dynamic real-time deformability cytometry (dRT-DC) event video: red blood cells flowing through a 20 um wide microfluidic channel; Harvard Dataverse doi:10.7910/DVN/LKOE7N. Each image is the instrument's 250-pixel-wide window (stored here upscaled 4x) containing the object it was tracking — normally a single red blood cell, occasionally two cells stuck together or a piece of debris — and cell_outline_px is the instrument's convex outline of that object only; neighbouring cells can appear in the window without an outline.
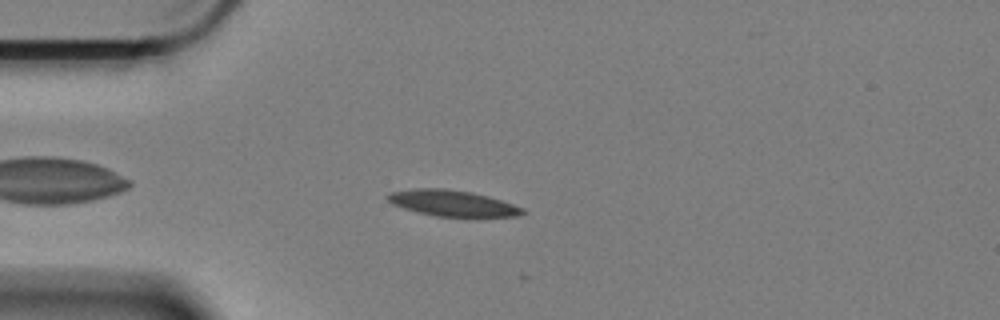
{"species": "Egyptian fruit bat (a non-hibernating species)", "species_latin": "Rousettus aegyptiacus", "temperature_condition": "cold", "stored_images_in_passage": 10, "camera_frame_rate_fps": 3000, "um_per_image_px": 0.085, "animal": {"sex": "female"}, "frame": {"image": 1, "passage_image": 6, "time_ms": 1.667, "image_size_px": [1000, 320], "cell_outline_px": [[528, 212], [520, 216], [476, 220], [468, 220], [436, 216], [416, 212], [392, 204], [384, 196], [388, 192], [416, 188], [444, 188], [472, 192], [488, 196], [524, 208]], "centroid_in_image_um": [38.55, 17.33], "position_along_channel_um": 46.5, "area_um2": 21.79}}